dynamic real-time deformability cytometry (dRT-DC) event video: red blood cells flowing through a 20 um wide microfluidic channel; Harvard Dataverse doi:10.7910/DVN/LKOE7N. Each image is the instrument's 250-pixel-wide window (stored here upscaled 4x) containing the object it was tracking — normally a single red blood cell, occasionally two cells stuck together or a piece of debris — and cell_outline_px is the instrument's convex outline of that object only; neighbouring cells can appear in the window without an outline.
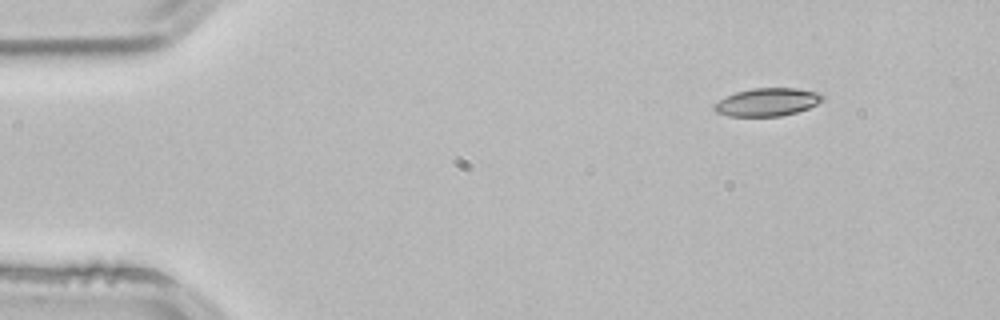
{"species": "common noctule bat (a hibernating species)", "species_latin": "Nyctalus noctula", "temperature_condition": "room temperature", "stored_images_in_passage": 4, "segment_of_instrument_passage": [2, 2], "camera_frame_rate_fps": 3000, "um_per_image_px": 0.085, "animal": {"sex": "male", "body_mass_g": 21.5, "forearm_length_mm": 52.0}, "frame": {"image": 1, "passage_image": 4, "time_ms": 1.0, "image_size_px": [1000, 320], "cell_outline_px": [[824, 100], [808, 108], [796, 112], [780, 116], [728, 116], [716, 112], [712, 108], [712, 104], [736, 92], [752, 88], [796, 88], [820, 92], [824, 96]], "centroid_in_image_um": [65.23, 8.67], "position_along_channel_um": 19.8, "area_um2": 17.69}}